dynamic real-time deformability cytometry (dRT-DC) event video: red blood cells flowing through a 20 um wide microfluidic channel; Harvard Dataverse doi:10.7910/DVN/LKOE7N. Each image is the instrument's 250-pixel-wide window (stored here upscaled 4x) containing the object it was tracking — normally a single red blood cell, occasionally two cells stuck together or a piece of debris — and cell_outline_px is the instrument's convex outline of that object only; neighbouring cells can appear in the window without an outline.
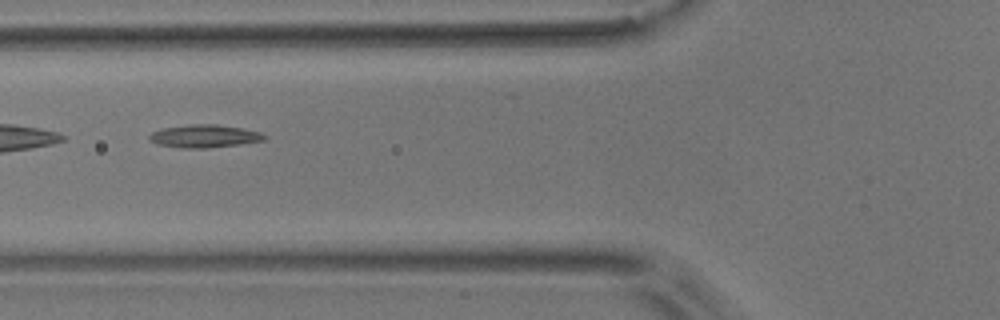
{"species": "common noctule bat (a hibernating species)", "species_latin": "Nyctalus noctula", "temperature_condition": "room temperature", "stored_images_in_passage": 11, "camera_frame_rate_fps": 3000, "um_per_image_px": 0.085, "animal": {"sex": "male", "body_mass_g": 17.9}, "frame": {"image": 1, "passage_image": 2, "time_ms": 1.333, "image_size_px": [1000, 320], "cell_outline_px": [[268, 136], [264, 140], [240, 144], [208, 148], [180, 148], [160, 144], [148, 140], [148, 136], [152, 132], [160, 128], [192, 124], [216, 124], [240, 128], [260, 132]], "centroid_in_image_um": [17.35, 11.57], "position_along_channel_um": 108.4, "area_um2": 15.32}}
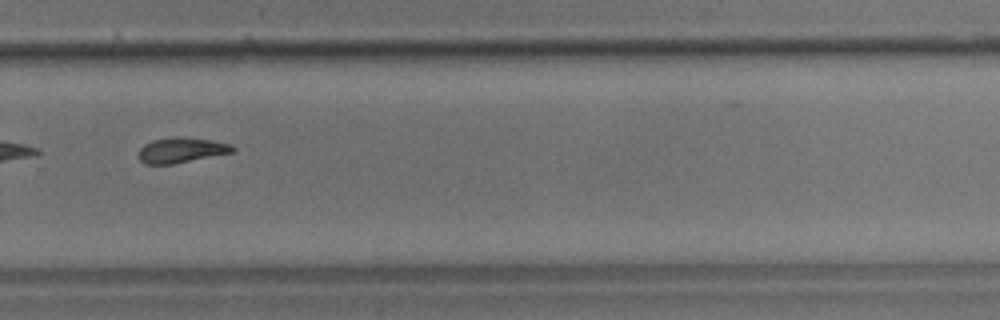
{"frame": {"image": 2, "passage_image": 7, "time_ms": 7.0, "image_size_px": [1000, 320], "cell_outline_px": [[236, 152], [172, 164], [144, 164], [140, 160], [140, 148], [144, 144], [152, 140], [180, 136], [212, 140], [228, 144], [236, 148]], "centroid_in_image_um": [15.44, 12.76], "position_along_channel_um": 314.4, "area_um2": 13.81}}